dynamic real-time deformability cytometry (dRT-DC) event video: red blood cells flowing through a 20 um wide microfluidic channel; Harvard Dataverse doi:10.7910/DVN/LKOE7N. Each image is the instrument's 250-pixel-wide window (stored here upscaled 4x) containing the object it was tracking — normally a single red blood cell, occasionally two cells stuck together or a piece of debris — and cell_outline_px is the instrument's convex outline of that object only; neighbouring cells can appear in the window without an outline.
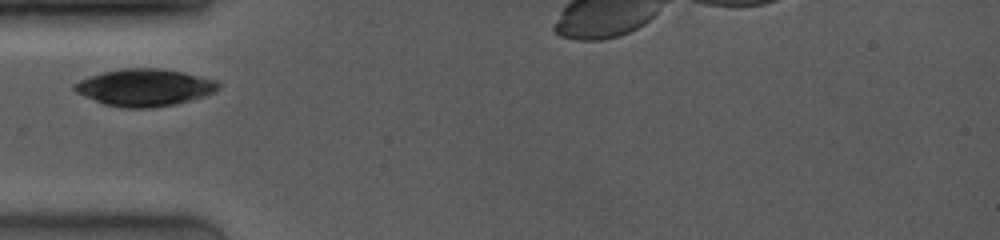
{"species": "common noctule bat (a hibernating species)", "species_latin": "Nyctalus noctula", "temperature_condition": "room temperature", "stored_images_in_passage": 13, "camera_frame_rate_fps": 4000, "um_per_image_px": 0.085, "animal": {"sex": "female", "body_mass_g": 19.0, "forearm_length_mm": 53.3}, "frame": {"image": 1, "passage_image": 3, "time_ms": 0.75, "image_size_px": [1000, 240], "cell_outline_px": [[220, 88], [204, 96], [176, 104], [152, 108], [124, 108], [104, 104], [84, 96], [76, 92], [72, 88], [72, 84], [88, 76], [120, 68], [160, 68], [180, 72], [216, 80], [220, 84]], "centroid_in_image_um": [12.25, 7.44], "position_along_channel_um": 72.7, "area_um2": 31.1}}
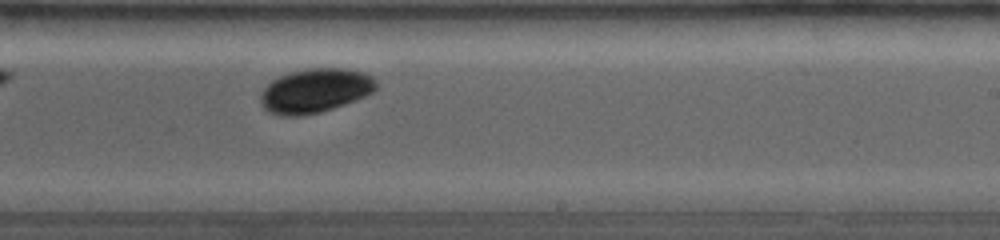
{"frame": {"image": 2, "passage_image": 13, "time_ms": 5.5, "image_size_px": [1000, 240], "cell_outline_px": [[376, 88], [372, 92], [356, 100], [320, 112], [300, 116], [280, 116], [268, 112], [260, 104], [260, 96], [264, 88], [272, 80], [288, 72], [308, 68], [348, 68], [364, 72], [372, 76], [376, 80]], "centroid_in_image_um": [26.77, 7.7], "position_along_channel_um": 262.2, "area_um2": 29.94}}